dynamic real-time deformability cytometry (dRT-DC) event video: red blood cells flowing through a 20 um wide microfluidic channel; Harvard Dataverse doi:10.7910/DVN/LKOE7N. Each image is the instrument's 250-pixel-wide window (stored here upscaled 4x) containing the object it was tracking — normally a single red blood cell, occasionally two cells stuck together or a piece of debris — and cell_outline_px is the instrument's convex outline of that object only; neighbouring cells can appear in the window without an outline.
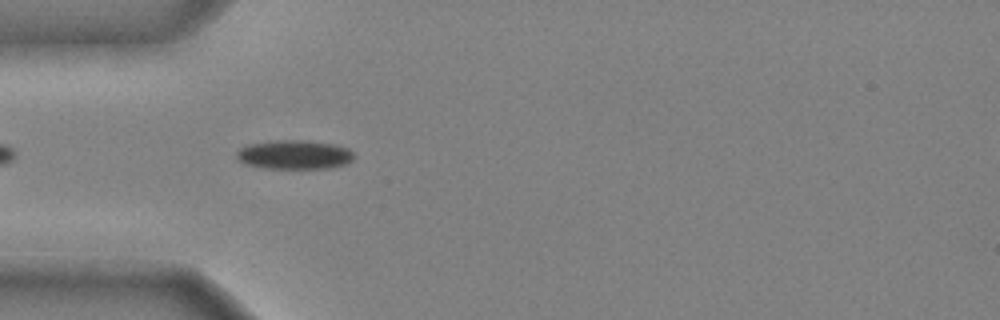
{"species": "common noctule bat (a hibernating species)", "species_latin": "Nyctalus noctula", "temperature_condition": "cold", "stored_images_in_passage": 36, "camera_frame_rate_fps": 3000, "um_per_image_px": 0.085, "animal": {"sex": "male", "body_mass_g": 20.4}, "frame": {"image": 1, "passage_image": 4, "time_ms": 1.0, "image_size_px": [1000, 320], "cell_outline_px": [[356, 156], [352, 160], [344, 164], [332, 168], [264, 168], [244, 164], [236, 156], [236, 152], [240, 148], [248, 144], [276, 140], [308, 140], [336, 144], [348, 148]], "centroid_in_image_um": [25.04, 13.14], "position_along_channel_um": 60.0, "area_um2": 20.06}}
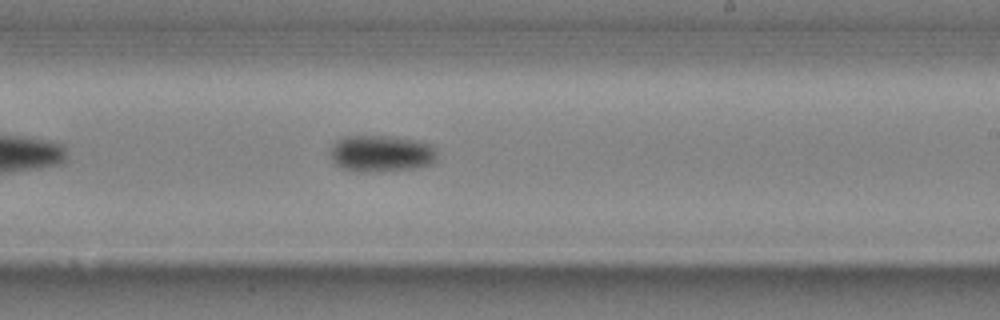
{"frame": {"image": 2, "passage_image": 19, "time_ms": 6.0, "image_size_px": [1000, 320], "cell_outline_px": [[436, 160], [432, 164], [416, 168], [384, 172], [356, 172], [340, 168], [332, 160], [328, 152], [336, 140], [344, 136], [384, 136], [412, 140], [432, 144], [436, 152]], "centroid_in_image_um": [32.36, 13.08], "position_along_channel_um": 256.6, "area_um2": 23.18}}
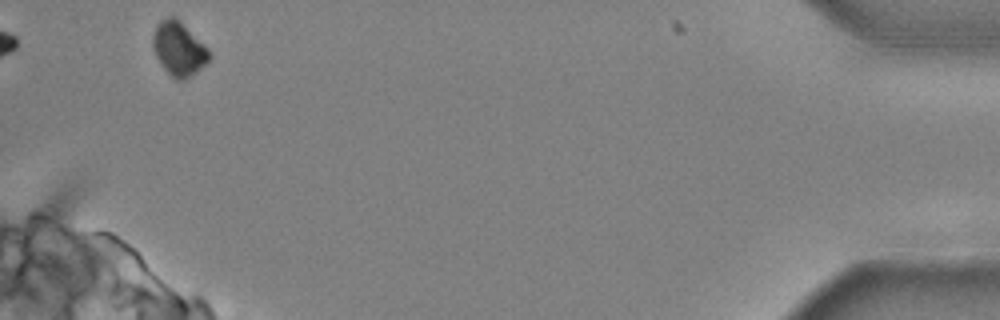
{"frame": {"image": 3, "passage_image": 36, "time_ms": 11.667, "image_size_px": [1000, 320], "cell_outline_px": [[212, 56], [196, 72], [180, 80], [176, 80], [160, 64], [156, 56], [152, 44], [152, 36], [160, 20], [168, 16], [172, 16], [180, 20], [208, 48]], "centroid_in_image_um": [15.19, 4.12], "position_along_channel_um": 420.0, "area_um2": 17.46}, "authors_computed_cell_mechanics": {"area_um2": 20.3456, "velocity_mm_per_s": 3.9762, "shape_relaxation_time_tau1_ms": 2.87, "shape_relaxation_time_tau2_ms": null, "deformation_change_tau1": 0.0943, "deformation_change_tau2": null}}